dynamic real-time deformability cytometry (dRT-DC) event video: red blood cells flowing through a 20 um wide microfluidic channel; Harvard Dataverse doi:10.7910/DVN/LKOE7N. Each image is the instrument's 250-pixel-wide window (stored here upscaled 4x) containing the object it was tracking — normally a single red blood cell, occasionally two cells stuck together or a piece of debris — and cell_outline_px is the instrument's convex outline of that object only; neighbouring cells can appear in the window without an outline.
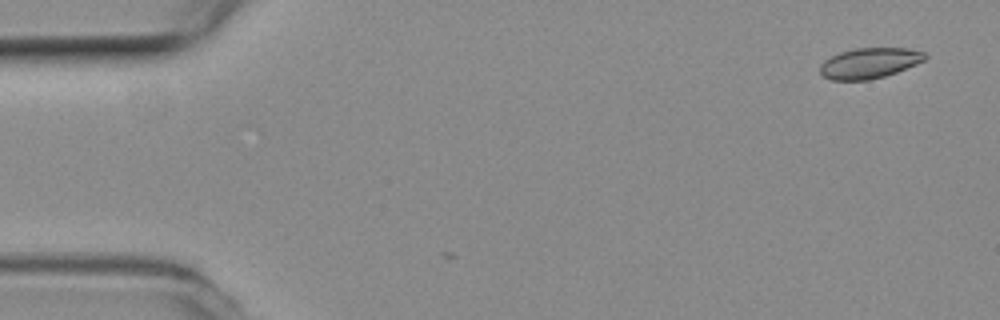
{"species": "common noctule bat (a hibernating species)", "species_latin": "Nyctalus noctula", "temperature_condition": "room temperature", "stored_images_in_passage": 5, "camera_frame_rate_fps": 3000, "um_per_image_px": 0.085, "animal": {"sex": "female", "body_mass_g": 19.3, "forearm_length_mm": 54.1}, "frame": {"image": 1, "passage_image": 1, "time_ms": 0.0, "image_size_px": [1000, 320], "cell_outline_px": [[928, 56], [924, 60], [916, 64], [896, 72], [884, 76], [868, 80], [832, 80], [824, 76], [820, 72], [820, 64], [824, 60], [840, 52], [856, 48], [908, 48], [924, 52]], "centroid_in_image_um": [73.9, 5.36], "position_along_channel_um": 11.1, "area_um2": 18.55}}
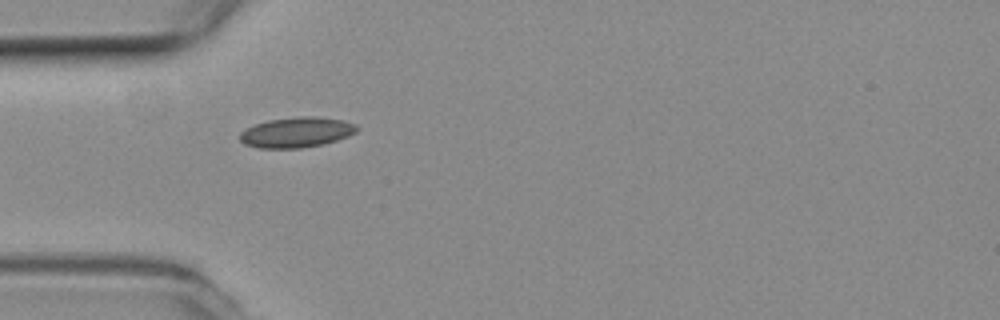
{"frame": {"image": 2, "passage_image": 4, "time_ms": 1.0, "image_size_px": [1000, 320], "cell_outline_px": [[360, 128], [356, 132], [348, 136], [324, 144], [300, 148], [260, 148], [244, 144], [240, 140], [240, 132], [244, 128], [268, 120], [300, 116], [316, 116], [344, 120], [356, 124]], "centroid_in_image_um": [25.22, 11.24], "position_along_channel_um": 59.8, "area_um2": 20.81}}
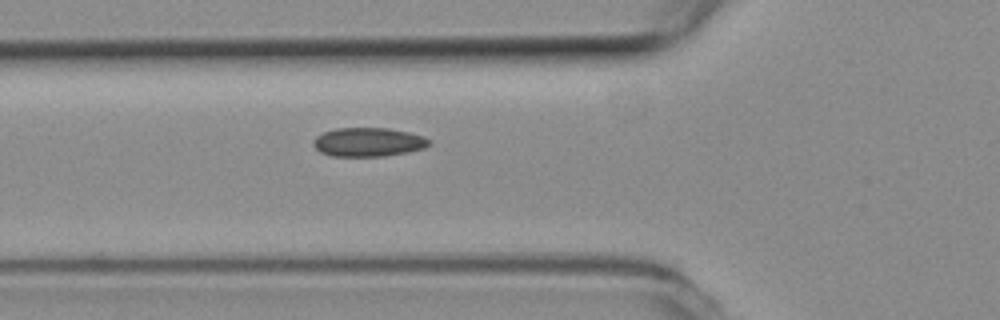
{"frame": {"image": 3, "passage_image": 5, "time_ms": 1.333, "image_size_px": [1000, 320], "cell_outline_px": [[432, 144], [424, 148], [408, 152], [384, 156], [332, 156], [320, 152], [312, 144], [312, 140], [316, 136], [324, 132], [336, 128], [388, 128], [408, 132], [424, 136], [432, 140]], "centroid_in_image_um": [31.32, 12.07], "position_along_channel_um": 94.5, "area_um2": 19.65}}